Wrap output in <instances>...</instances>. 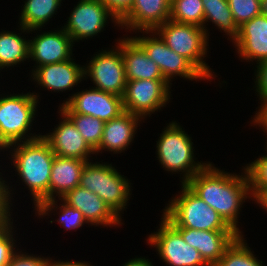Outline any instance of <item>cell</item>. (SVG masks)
I'll list each match as a JSON object with an SVG mask.
<instances>
[{
    "instance_id": "6da1fadb",
    "label": "cell",
    "mask_w": 267,
    "mask_h": 266,
    "mask_svg": "<svg viewBox=\"0 0 267 266\" xmlns=\"http://www.w3.org/2000/svg\"><path fill=\"white\" fill-rule=\"evenodd\" d=\"M208 163L186 185L204 202L212 207L239 235L238 219L245 200L252 199L250 180L243 167L241 175L228 173ZM250 195V196H249Z\"/></svg>"
},
{
    "instance_id": "7a4b0ae2",
    "label": "cell",
    "mask_w": 267,
    "mask_h": 266,
    "mask_svg": "<svg viewBox=\"0 0 267 266\" xmlns=\"http://www.w3.org/2000/svg\"><path fill=\"white\" fill-rule=\"evenodd\" d=\"M7 149H11L15 171L25 187L29 188L35 207L40 202L49 200V182L55 154L48 143L39 137L11 144L4 150Z\"/></svg>"
},
{
    "instance_id": "3957f363",
    "label": "cell",
    "mask_w": 267,
    "mask_h": 266,
    "mask_svg": "<svg viewBox=\"0 0 267 266\" xmlns=\"http://www.w3.org/2000/svg\"><path fill=\"white\" fill-rule=\"evenodd\" d=\"M169 201L162 216L173 226L202 231H234L223 218L186 184Z\"/></svg>"
},
{
    "instance_id": "277c9868",
    "label": "cell",
    "mask_w": 267,
    "mask_h": 266,
    "mask_svg": "<svg viewBox=\"0 0 267 266\" xmlns=\"http://www.w3.org/2000/svg\"><path fill=\"white\" fill-rule=\"evenodd\" d=\"M0 96V150L4 151L7 146L17 142L41 137L40 134L28 133L37 114L38 94L29 91L27 94Z\"/></svg>"
},
{
    "instance_id": "5b68a950",
    "label": "cell",
    "mask_w": 267,
    "mask_h": 266,
    "mask_svg": "<svg viewBox=\"0 0 267 266\" xmlns=\"http://www.w3.org/2000/svg\"><path fill=\"white\" fill-rule=\"evenodd\" d=\"M192 138L184 129L173 121L160 134L156 148L157 160L166 171L182 172V184H186L196 173L209 162H196Z\"/></svg>"
},
{
    "instance_id": "8992f818",
    "label": "cell",
    "mask_w": 267,
    "mask_h": 266,
    "mask_svg": "<svg viewBox=\"0 0 267 266\" xmlns=\"http://www.w3.org/2000/svg\"><path fill=\"white\" fill-rule=\"evenodd\" d=\"M100 197L121 218L130 199L131 183L109 163L87 162L80 185Z\"/></svg>"
},
{
    "instance_id": "52a82bcc",
    "label": "cell",
    "mask_w": 267,
    "mask_h": 266,
    "mask_svg": "<svg viewBox=\"0 0 267 266\" xmlns=\"http://www.w3.org/2000/svg\"><path fill=\"white\" fill-rule=\"evenodd\" d=\"M165 44L177 54L188 59L206 78L214 79L213 70L206 64L208 37L204 28L167 20L154 30ZM214 76V77H213Z\"/></svg>"
},
{
    "instance_id": "ba28073f",
    "label": "cell",
    "mask_w": 267,
    "mask_h": 266,
    "mask_svg": "<svg viewBox=\"0 0 267 266\" xmlns=\"http://www.w3.org/2000/svg\"><path fill=\"white\" fill-rule=\"evenodd\" d=\"M149 36L139 35L132 38L143 48L149 58L159 67L164 79L172 85L173 77H181L189 80H199L207 78L185 57L177 54L168 47L155 31H138ZM152 33V34H151Z\"/></svg>"
},
{
    "instance_id": "9c48e42d",
    "label": "cell",
    "mask_w": 267,
    "mask_h": 266,
    "mask_svg": "<svg viewBox=\"0 0 267 266\" xmlns=\"http://www.w3.org/2000/svg\"><path fill=\"white\" fill-rule=\"evenodd\" d=\"M114 49L103 50L90 59L84 66V79L93 81V88L123 96L126 87L125 65L121 53V39ZM116 48V49H115Z\"/></svg>"
},
{
    "instance_id": "30bf717a",
    "label": "cell",
    "mask_w": 267,
    "mask_h": 266,
    "mask_svg": "<svg viewBox=\"0 0 267 266\" xmlns=\"http://www.w3.org/2000/svg\"><path fill=\"white\" fill-rule=\"evenodd\" d=\"M166 80L138 79L127 81L122 96L124 111L143 120L170 102V87Z\"/></svg>"
},
{
    "instance_id": "8fae6325",
    "label": "cell",
    "mask_w": 267,
    "mask_h": 266,
    "mask_svg": "<svg viewBox=\"0 0 267 266\" xmlns=\"http://www.w3.org/2000/svg\"><path fill=\"white\" fill-rule=\"evenodd\" d=\"M158 232L151 233L147 242L154 246L160 258L169 266H209L197 249L187 244L180 233L161 217Z\"/></svg>"
},
{
    "instance_id": "7c38bea8",
    "label": "cell",
    "mask_w": 267,
    "mask_h": 266,
    "mask_svg": "<svg viewBox=\"0 0 267 266\" xmlns=\"http://www.w3.org/2000/svg\"><path fill=\"white\" fill-rule=\"evenodd\" d=\"M108 18L120 27L119 20L100 0H79L62 28L73 42H79L103 32Z\"/></svg>"
},
{
    "instance_id": "4fadbf2b",
    "label": "cell",
    "mask_w": 267,
    "mask_h": 266,
    "mask_svg": "<svg viewBox=\"0 0 267 266\" xmlns=\"http://www.w3.org/2000/svg\"><path fill=\"white\" fill-rule=\"evenodd\" d=\"M59 108L63 112L90 115L108 122L124 112L121 96L91 87L69 96Z\"/></svg>"
},
{
    "instance_id": "5bb4252c",
    "label": "cell",
    "mask_w": 267,
    "mask_h": 266,
    "mask_svg": "<svg viewBox=\"0 0 267 266\" xmlns=\"http://www.w3.org/2000/svg\"><path fill=\"white\" fill-rule=\"evenodd\" d=\"M59 113L63 121L59 122L52 132L41 137L48 143L55 155L90 162L89 157H92L90 155L95 154V151L85 141L72 120L60 109Z\"/></svg>"
},
{
    "instance_id": "9a60e30c",
    "label": "cell",
    "mask_w": 267,
    "mask_h": 266,
    "mask_svg": "<svg viewBox=\"0 0 267 266\" xmlns=\"http://www.w3.org/2000/svg\"><path fill=\"white\" fill-rule=\"evenodd\" d=\"M73 44L63 28L54 32L44 31L29 40V59L35 61V67L66 61L73 56Z\"/></svg>"
},
{
    "instance_id": "2e32d148",
    "label": "cell",
    "mask_w": 267,
    "mask_h": 266,
    "mask_svg": "<svg viewBox=\"0 0 267 266\" xmlns=\"http://www.w3.org/2000/svg\"><path fill=\"white\" fill-rule=\"evenodd\" d=\"M171 0H134L130 10L119 20L120 27L131 33L154 31L170 20Z\"/></svg>"
},
{
    "instance_id": "e0dca14e",
    "label": "cell",
    "mask_w": 267,
    "mask_h": 266,
    "mask_svg": "<svg viewBox=\"0 0 267 266\" xmlns=\"http://www.w3.org/2000/svg\"><path fill=\"white\" fill-rule=\"evenodd\" d=\"M61 199L71 207L80 210L88 224L90 223L92 226L112 227L123 224L121 222L122 218L108 204L86 188L77 186L67 192Z\"/></svg>"
},
{
    "instance_id": "ac0fdd59",
    "label": "cell",
    "mask_w": 267,
    "mask_h": 266,
    "mask_svg": "<svg viewBox=\"0 0 267 266\" xmlns=\"http://www.w3.org/2000/svg\"><path fill=\"white\" fill-rule=\"evenodd\" d=\"M232 43L242 60H255L257 65L267 61V16L260 14L243 23Z\"/></svg>"
},
{
    "instance_id": "d6986e66",
    "label": "cell",
    "mask_w": 267,
    "mask_h": 266,
    "mask_svg": "<svg viewBox=\"0 0 267 266\" xmlns=\"http://www.w3.org/2000/svg\"><path fill=\"white\" fill-rule=\"evenodd\" d=\"M73 60L75 59L72 57L63 62L34 67L31 77L45 90L70 91L72 87L84 80V65L80 66Z\"/></svg>"
},
{
    "instance_id": "ffe728a7",
    "label": "cell",
    "mask_w": 267,
    "mask_h": 266,
    "mask_svg": "<svg viewBox=\"0 0 267 266\" xmlns=\"http://www.w3.org/2000/svg\"><path fill=\"white\" fill-rule=\"evenodd\" d=\"M174 228L187 244L198 250L209 266H214L219 261L227 247L239 235L235 231H202L182 227Z\"/></svg>"
},
{
    "instance_id": "44dd1931",
    "label": "cell",
    "mask_w": 267,
    "mask_h": 266,
    "mask_svg": "<svg viewBox=\"0 0 267 266\" xmlns=\"http://www.w3.org/2000/svg\"><path fill=\"white\" fill-rule=\"evenodd\" d=\"M140 121H142L140 116L124 111L118 117L105 122L103 137L95 153H102L105 150L119 154L128 149L131 142L133 143Z\"/></svg>"
},
{
    "instance_id": "7402d4cb",
    "label": "cell",
    "mask_w": 267,
    "mask_h": 266,
    "mask_svg": "<svg viewBox=\"0 0 267 266\" xmlns=\"http://www.w3.org/2000/svg\"><path fill=\"white\" fill-rule=\"evenodd\" d=\"M121 53L127 81L138 79L165 80L158 65L147 56L132 36L121 39Z\"/></svg>"
},
{
    "instance_id": "603a6c76",
    "label": "cell",
    "mask_w": 267,
    "mask_h": 266,
    "mask_svg": "<svg viewBox=\"0 0 267 266\" xmlns=\"http://www.w3.org/2000/svg\"><path fill=\"white\" fill-rule=\"evenodd\" d=\"M88 161L55 155L49 182V200L62 198L80 185L83 167ZM56 194V195H55Z\"/></svg>"
},
{
    "instance_id": "cb8c5ba5",
    "label": "cell",
    "mask_w": 267,
    "mask_h": 266,
    "mask_svg": "<svg viewBox=\"0 0 267 266\" xmlns=\"http://www.w3.org/2000/svg\"><path fill=\"white\" fill-rule=\"evenodd\" d=\"M19 18V31L31 33L42 29L61 6L62 0H26Z\"/></svg>"
},
{
    "instance_id": "d4e9b609",
    "label": "cell",
    "mask_w": 267,
    "mask_h": 266,
    "mask_svg": "<svg viewBox=\"0 0 267 266\" xmlns=\"http://www.w3.org/2000/svg\"><path fill=\"white\" fill-rule=\"evenodd\" d=\"M204 8V30L209 38L206 22H212L223 30L232 42L238 36L239 27L235 23L228 0H201ZM230 37V38H229Z\"/></svg>"
},
{
    "instance_id": "484cf974",
    "label": "cell",
    "mask_w": 267,
    "mask_h": 266,
    "mask_svg": "<svg viewBox=\"0 0 267 266\" xmlns=\"http://www.w3.org/2000/svg\"><path fill=\"white\" fill-rule=\"evenodd\" d=\"M14 32H0V70L29 60V39Z\"/></svg>"
},
{
    "instance_id": "4316f807",
    "label": "cell",
    "mask_w": 267,
    "mask_h": 266,
    "mask_svg": "<svg viewBox=\"0 0 267 266\" xmlns=\"http://www.w3.org/2000/svg\"><path fill=\"white\" fill-rule=\"evenodd\" d=\"M61 206L57 204L58 200L57 199H51L47 201L40 202L35 209V214L40 216H50L49 213L52 212H57L56 209L60 210L57 212L59 213V218L57 222L67 230H73V229H79L82 227L84 224L88 223L87 220L84 218V215L81 213L80 210L75 209L74 207H71L70 205L66 204L61 198ZM55 210V211H53Z\"/></svg>"
},
{
    "instance_id": "83f0119b",
    "label": "cell",
    "mask_w": 267,
    "mask_h": 266,
    "mask_svg": "<svg viewBox=\"0 0 267 266\" xmlns=\"http://www.w3.org/2000/svg\"><path fill=\"white\" fill-rule=\"evenodd\" d=\"M245 241L243 234L238 235L214 266H263Z\"/></svg>"
},
{
    "instance_id": "f1b7e54d",
    "label": "cell",
    "mask_w": 267,
    "mask_h": 266,
    "mask_svg": "<svg viewBox=\"0 0 267 266\" xmlns=\"http://www.w3.org/2000/svg\"><path fill=\"white\" fill-rule=\"evenodd\" d=\"M170 20L204 28V8L201 0H171Z\"/></svg>"
},
{
    "instance_id": "f546056e",
    "label": "cell",
    "mask_w": 267,
    "mask_h": 266,
    "mask_svg": "<svg viewBox=\"0 0 267 266\" xmlns=\"http://www.w3.org/2000/svg\"><path fill=\"white\" fill-rule=\"evenodd\" d=\"M74 123L88 145L95 151L102 140L105 122L90 115L64 112Z\"/></svg>"
},
{
    "instance_id": "4dcf8cb0",
    "label": "cell",
    "mask_w": 267,
    "mask_h": 266,
    "mask_svg": "<svg viewBox=\"0 0 267 266\" xmlns=\"http://www.w3.org/2000/svg\"><path fill=\"white\" fill-rule=\"evenodd\" d=\"M228 4L238 27L261 14V0H228Z\"/></svg>"
},
{
    "instance_id": "1f68e13d",
    "label": "cell",
    "mask_w": 267,
    "mask_h": 266,
    "mask_svg": "<svg viewBox=\"0 0 267 266\" xmlns=\"http://www.w3.org/2000/svg\"><path fill=\"white\" fill-rule=\"evenodd\" d=\"M261 156L245 166L251 190L267 189V155Z\"/></svg>"
},
{
    "instance_id": "d6a6232c",
    "label": "cell",
    "mask_w": 267,
    "mask_h": 266,
    "mask_svg": "<svg viewBox=\"0 0 267 266\" xmlns=\"http://www.w3.org/2000/svg\"><path fill=\"white\" fill-rule=\"evenodd\" d=\"M13 223L0 229V266H7L16 250V240L13 236Z\"/></svg>"
},
{
    "instance_id": "836d02e7",
    "label": "cell",
    "mask_w": 267,
    "mask_h": 266,
    "mask_svg": "<svg viewBox=\"0 0 267 266\" xmlns=\"http://www.w3.org/2000/svg\"><path fill=\"white\" fill-rule=\"evenodd\" d=\"M51 258L35 256L34 254L23 253L22 250L15 252L7 266H45Z\"/></svg>"
},
{
    "instance_id": "e575fe53",
    "label": "cell",
    "mask_w": 267,
    "mask_h": 266,
    "mask_svg": "<svg viewBox=\"0 0 267 266\" xmlns=\"http://www.w3.org/2000/svg\"><path fill=\"white\" fill-rule=\"evenodd\" d=\"M256 78L254 80L257 96H259V100L267 101V61H264L258 65H256Z\"/></svg>"
},
{
    "instance_id": "d590c367",
    "label": "cell",
    "mask_w": 267,
    "mask_h": 266,
    "mask_svg": "<svg viewBox=\"0 0 267 266\" xmlns=\"http://www.w3.org/2000/svg\"><path fill=\"white\" fill-rule=\"evenodd\" d=\"M120 20L131 8L134 0H100Z\"/></svg>"
},
{
    "instance_id": "8d00e7d4",
    "label": "cell",
    "mask_w": 267,
    "mask_h": 266,
    "mask_svg": "<svg viewBox=\"0 0 267 266\" xmlns=\"http://www.w3.org/2000/svg\"><path fill=\"white\" fill-rule=\"evenodd\" d=\"M10 202L9 195H0V229L6 228L13 223L12 212H10L12 203Z\"/></svg>"
},
{
    "instance_id": "74e56055",
    "label": "cell",
    "mask_w": 267,
    "mask_h": 266,
    "mask_svg": "<svg viewBox=\"0 0 267 266\" xmlns=\"http://www.w3.org/2000/svg\"><path fill=\"white\" fill-rule=\"evenodd\" d=\"M260 107H258V111H256V115L252 119V124L255 126L261 127L263 132L267 135V101H261Z\"/></svg>"
},
{
    "instance_id": "f35d334b",
    "label": "cell",
    "mask_w": 267,
    "mask_h": 266,
    "mask_svg": "<svg viewBox=\"0 0 267 266\" xmlns=\"http://www.w3.org/2000/svg\"><path fill=\"white\" fill-rule=\"evenodd\" d=\"M253 200L267 212V189L251 190Z\"/></svg>"
},
{
    "instance_id": "ab89813d",
    "label": "cell",
    "mask_w": 267,
    "mask_h": 266,
    "mask_svg": "<svg viewBox=\"0 0 267 266\" xmlns=\"http://www.w3.org/2000/svg\"><path fill=\"white\" fill-rule=\"evenodd\" d=\"M123 266H154L149 259L145 257H136L127 261V263L123 264Z\"/></svg>"
},
{
    "instance_id": "60d3db41",
    "label": "cell",
    "mask_w": 267,
    "mask_h": 266,
    "mask_svg": "<svg viewBox=\"0 0 267 266\" xmlns=\"http://www.w3.org/2000/svg\"><path fill=\"white\" fill-rule=\"evenodd\" d=\"M56 266H93L91 265L90 263H88L87 261H61V260H58L56 261Z\"/></svg>"
},
{
    "instance_id": "b9f144b4",
    "label": "cell",
    "mask_w": 267,
    "mask_h": 266,
    "mask_svg": "<svg viewBox=\"0 0 267 266\" xmlns=\"http://www.w3.org/2000/svg\"><path fill=\"white\" fill-rule=\"evenodd\" d=\"M0 174H2L0 172ZM2 176V175H0ZM3 177H0V195H9V198H10V201L12 202L11 199H13L11 196H12V193H10L11 191V187L9 188V184L7 185L6 181L2 179Z\"/></svg>"
},
{
    "instance_id": "7bdbcfd3",
    "label": "cell",
    "mask_w": 267,
    "mask_h": 266,
    "mask_svg": "<svg viewBox=\"0 0 267 266\" xmlns=\"http://www.w3.org/2000/svg\"><path fill=\"white\" fill-rule=\"evenodd\" d=\"M261 14L267 16V0H261Z\"/></svg>"
},
{
    "instance_id": "ee69618b",
    "label": "cell",
    "mask_w": 267,
    "mask_h": 266,
    "mask_svg": "<svg viewBox=\"0 0 267 266\" xmlns=\"http://www.w3.org/2000/svg\"><path fill=\"white\" fill-rule=\"evenodd\" d=\"M45 266H56V260H50Z\"/></svg>"
}]
</instances>
